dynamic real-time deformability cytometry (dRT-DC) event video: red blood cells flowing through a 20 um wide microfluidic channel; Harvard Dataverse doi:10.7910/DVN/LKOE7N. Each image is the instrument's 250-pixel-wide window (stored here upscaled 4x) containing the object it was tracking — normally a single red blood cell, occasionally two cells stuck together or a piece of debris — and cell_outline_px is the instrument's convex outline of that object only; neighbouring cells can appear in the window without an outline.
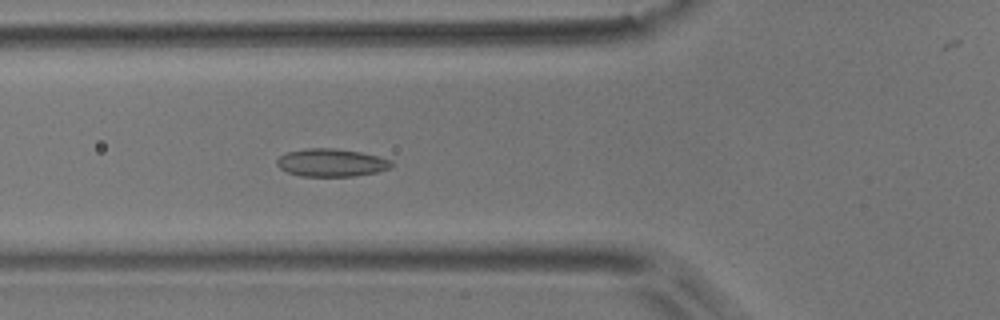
{"species": "common noctule bat (a hibernating species)", "species_latin": "Nyctalus noctula", "temperature_condition": "room temperature", "stored_images_in_passage": 6, "camera_frame_rate_fps": 3000, "um_per_image_px": 0.085, "animal": {"sex": "male", "body_mass_g": 17.9}, "frame": {"image": 1, "passage_image": 6, "time_ms": 1.667, "image_size_px": [1000, 320], "cell_outline_px": [[392, 168], [376, 172], [352, 176], [300, 176], [288, 172], [280, 168], [276, 164], [276, 160], [280, 156], [288, 152], [308, 148], [336, 148], [360, 152], [392, 160]], "centroid_in_image_um": [28.16, 13.82], "position_along_channel_um": 97.6, "area_um2": 18.5}}